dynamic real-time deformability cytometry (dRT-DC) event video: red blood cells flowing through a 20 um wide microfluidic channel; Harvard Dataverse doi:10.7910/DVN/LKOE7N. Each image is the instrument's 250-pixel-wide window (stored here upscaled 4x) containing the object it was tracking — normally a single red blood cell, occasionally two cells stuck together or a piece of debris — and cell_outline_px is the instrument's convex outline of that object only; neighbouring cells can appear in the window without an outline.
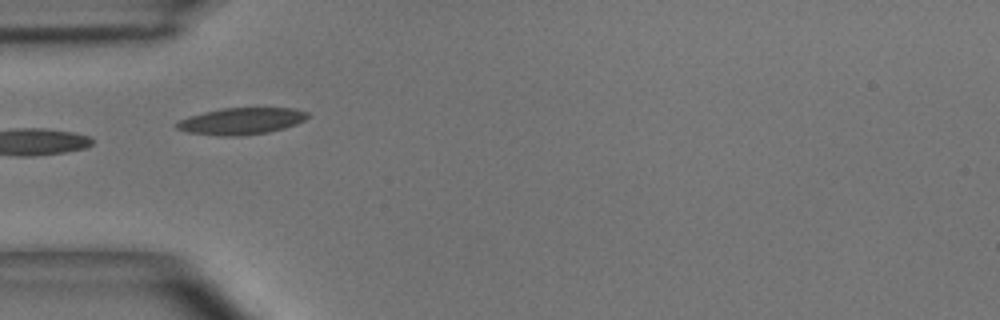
{"species": "common noctule bat (a hibernating species)", "species_latin": "Nyctalus noctula", "temperature_condition": "room temperature", "stored_images_in_passage": 8, "camera_frame_rate_fps": 3000, "um_per_image_px": 0.085, "animal": {"sex": "male", "body_mass_g": 15.6}, "frame": {"image": 1, "passage_image": 5, "time_ms": 1.333, "image_size_px": [1000, 320], "cell_outline_px": [[308, 116], [304, 120], [296, 124], [284, 128], [268, 132], [240, 136], [220, 136], [188, 132], [176, 128], [176, 124], [180, 120], [188, 116], [220, 108], [292, 108], [308, 112]], "centroid_in_image_um": [20.5, 10.29], "position_along_channel_um": 64.5, "area_um2": 20.29}}
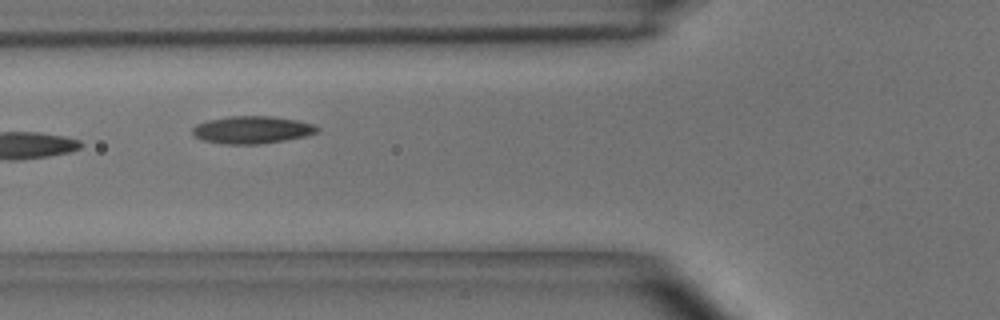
{"frame": {"image": 2, "passage_image": 6, "time_ms": 1.667, "image_size_px": [1000, 320], "cell_outline_px": [[320, 128], [316, 132], [304, 136], [284, 140], [260, 144], [224, 144], [204, 140], [192, 136], [192, 128], [196, 124], [208, 120], [228, 116], [272, 116], [296, 120], [316, 124]], "centroid_in_image_um": [21.4, 11.03], "position_along_channel_um": 104.4, "area_um2": 20.0}}